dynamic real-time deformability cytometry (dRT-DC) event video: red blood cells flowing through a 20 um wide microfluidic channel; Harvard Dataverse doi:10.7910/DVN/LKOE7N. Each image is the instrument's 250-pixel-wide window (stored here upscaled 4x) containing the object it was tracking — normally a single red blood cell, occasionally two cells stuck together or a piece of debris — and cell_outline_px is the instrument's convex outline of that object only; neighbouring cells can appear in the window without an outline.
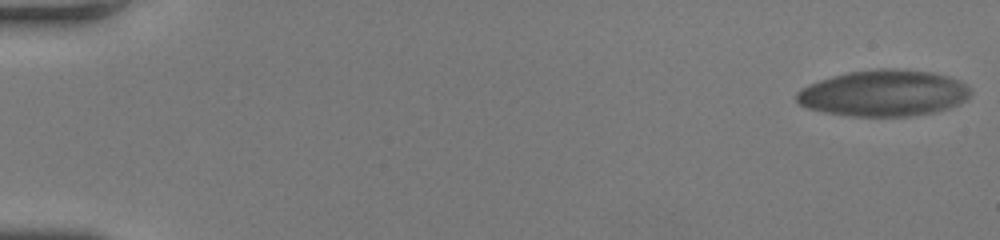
{"species": "human", "species_latin": "Homo sapiens", "temperature_condition": "room temperature", "stored_images_in_passage": 65, "camera_frame_rate_fps": 3000, "um_per_image_px": 0.085, "donor": {"sex": "female"}, "frame": {"image": 1, "passage_image": 1, "time_ms": 0.0, "image_size_px": [1000, 240], "cell_outline_px": [[968, 96], [960, 104], [936, 112], [908, 116], [848, 116], [824, 112], [808, 108], [800, 104], [796, 100], [796, 92], [800, 88], [808, 84], [832, 76], [848, 72], [880, 68], [892, 68], [932, 72], [948, 76], [960, 80], [968, 88]], "centroid_in_image_um": [75.08, 7.92], "position_along_channel_um": 9.9, "area_um2": 46.93}}
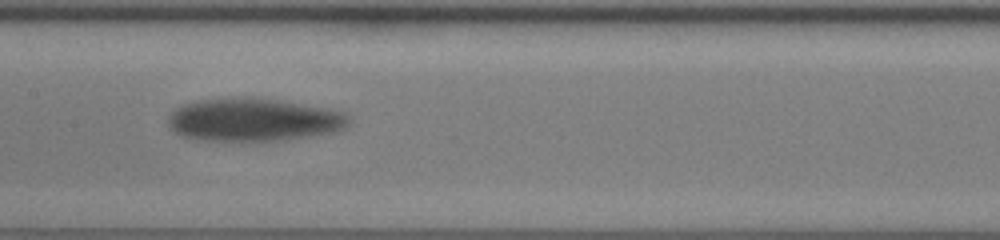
{"frame": {"image": 2, "passage_image": 35, "time_ms": 11.333, "image_size_px": [1000, 240], "cell_outline_px": [[348, 124], [344, 128], [336, 132], [312, 136], [280, 140], [244, 144], [196, 140], [180, 136], [168, 128], [168, 116], [176, 108], [184, 104], [196, 100], [252, 96], [328, 108], [344, 112], [348, 116]], "centroid_in_image_um": [21.49, 10.22], "position_along_channel_um": 185.9, "area_um2": 46.76}}
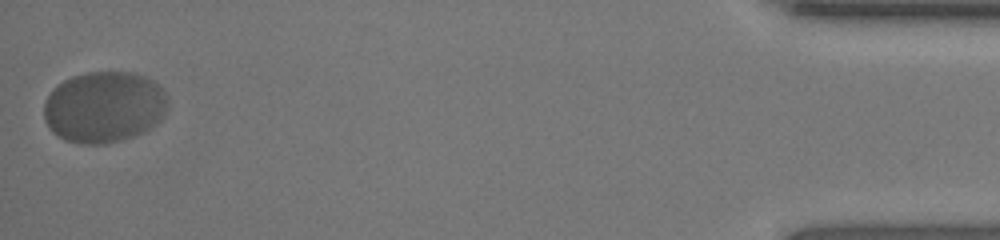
{"frame": {"image": 3, "passage_image": 65, "time_ms": 21.333, "image_size_px": [1000, 240], "cell_outline_px": [[164, 112], [148, 128], [132, 136], [116, 140], [96, 144], [80, 144], [64, 140], [56, 136], [48, 128], [44, 120], [44, 104], [52, 88], [56, 84], [72, 76], [88, 72], [128, 72], [144, 76], [152, 80], [164, 92]], "centroid_in_image_um": [8.73, 9.08], "position_along_channel_um": 426.5, "area_um2": 50.69}, "authors_computed_cell_mechanics": {"area_um2": 46.4712, "velocity_mm_per_s": 3.2422, "shape_relaxation_time_tau1_ms": 9.1576, "shape_relaxation_time_tau2_ms": null, "deformation_change_tau1": 0.271, "deformation_change_tau2": null}}